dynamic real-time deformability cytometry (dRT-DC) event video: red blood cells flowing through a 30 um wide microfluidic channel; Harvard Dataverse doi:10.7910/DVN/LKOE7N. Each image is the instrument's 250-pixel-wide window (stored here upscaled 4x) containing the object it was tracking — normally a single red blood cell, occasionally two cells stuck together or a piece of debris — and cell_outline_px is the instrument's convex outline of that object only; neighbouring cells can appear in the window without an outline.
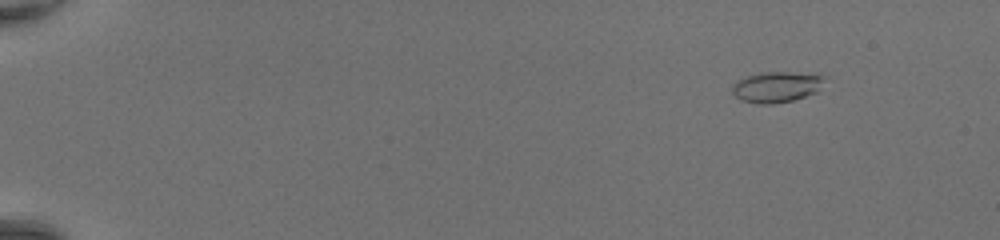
{"species": "common noctule bat (a hibernating species)", "species_latin": "Nyctalus noctula", "temperature_condition": "room temperature", "stored_images_in_passage": 47, "camera_frame_rate_fps": 3000, "um_per_image_px": 0.085, "animal": {"sex": "female", "body_mass_g": 20.0, "forearm_length_mm": 54.0}, "frame": {"image": 1, "passage_image": 3, "time_ms": 0.667, "image_size_px": [1000, 240], "cell_outline_px": [[828, 76], [816, 92], [792, 100], [772, 104], [760, 104], [740, 100], [732, 92], [732, 84], [736, 80], [760, 72], [820, 72]], "centroid_in_image_um": [66.06, 7.35], "position_along_channel_um": 18.9, "area_um2": 16.94}}
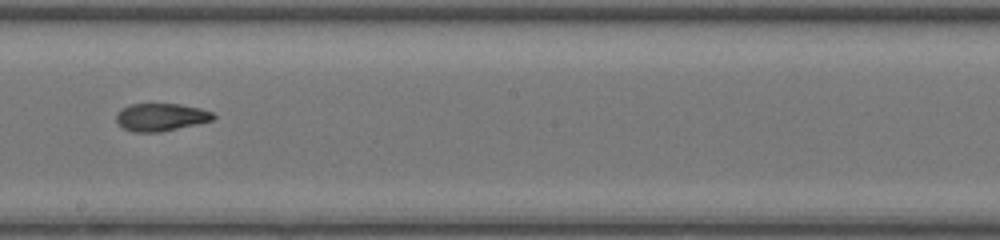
{"frame": {"image": 2, "passage_image": 28, "time_ms": 9.0, "image_size_px": [1000, 240], "cell_outline_px": [[216, 116], [212, 120], [196, 124], [160, 132], [132, 132], [116, 124], [116, 112], [120, 108], [128, 104], [180, 104], [200, 108], [212, 112]], "centroid_in_image_um": [13.62, 9.95], "position_along_channel_um": 234.6, "area_um2": 15.78}}
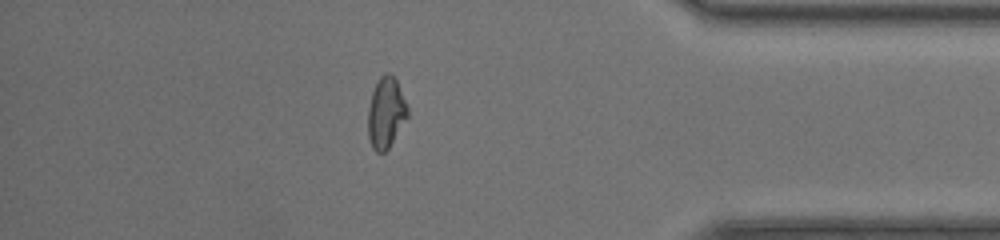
{"frame": {"image": 3, "passage_image": 41, "time_ms": 13.333, "image_size_px": [1000, 240], "cell_outline_px": [[408, 116], [388, 148], [384, 152], [376, 152], [372, 148], [368, 136], [368, 108], [372, 92], [380, 76], [384, 72], [388, 72], [396, 80], [408, 108]], "centroid_in_image_um": [32.79, 9.58], "position_along_channel_um": 402.4, "area_um2": 16.13}, "authors_computed_cell_mechanics": {"area_um2": 16.2418, "velocity_mm_per_s": 4.4226, "shape_relaxation_time_tau1_ms": null, "shape_relaxation_time_tau2_ms": 2.0287, "deformation_change_tau1": null, "deformation_change_tau2": 0.0623}}